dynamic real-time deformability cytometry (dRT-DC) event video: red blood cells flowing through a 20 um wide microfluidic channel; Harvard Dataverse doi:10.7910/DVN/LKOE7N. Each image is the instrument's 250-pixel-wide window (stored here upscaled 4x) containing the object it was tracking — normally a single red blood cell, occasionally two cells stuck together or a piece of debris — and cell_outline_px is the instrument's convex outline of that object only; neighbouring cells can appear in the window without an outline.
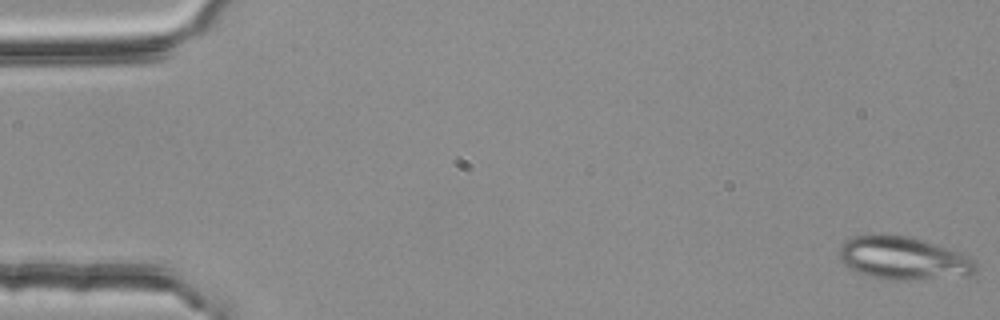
{"species": "common noctule bat (a hibernating species)", "species_latin": "Nyctalus noctula", "temperature_condition": "room temperature", "stored_images_in_passage": 53, "camera_frame_rate_fps": 3000, "um_per_image_px": 0.085, "animal": {"sex": "female", "body_mass_g": 25.1}, "frame": {"image": 1, "passage_image": 1, "time_ms": 0.0, "image_size_px": [1000, 320], "cell_outline_px": [[976, 272], [972, 276], [908, 280], [888, 280], [868, 276], [856, 272], [844, 264], [840, 260], [836, 252], [844, 240], [852, 236], [876, 232], [888, 232], [912, 236], [960, 252], [968, 256], [976, 264]], "centroid_in_image_um": [76.73, 21.91], "position_along_channel_um": 8.3, "area_um2": 35.49}}
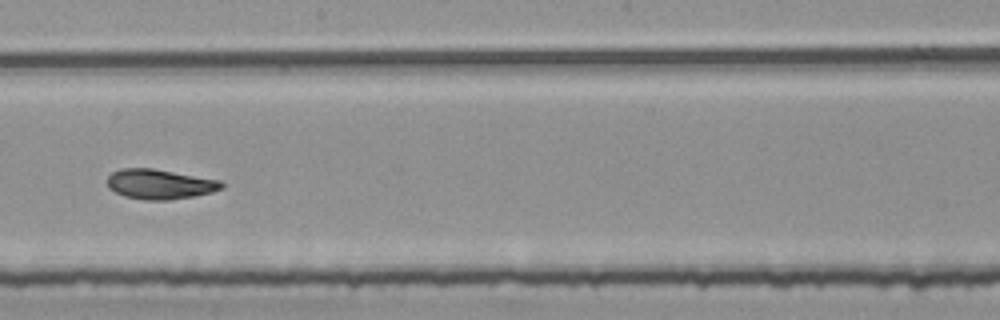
{"frame": {"image": 2, "passage_image": 31, "time_ms": 10.0, "image_size_px": [1000, 320], "cell_outline_px": [[224, 188], [212, 192], [192, 196], [168, 200], [144, 200], [124, 196], [108, 188], [104, 180], [112, 172], [120, 168], [152, 168], [220, 180], [224, 184]], "centroid_in_image_um": [13.53, 15.65], "position_along_channel_um": 234.7, "area_um2": 20.06}}
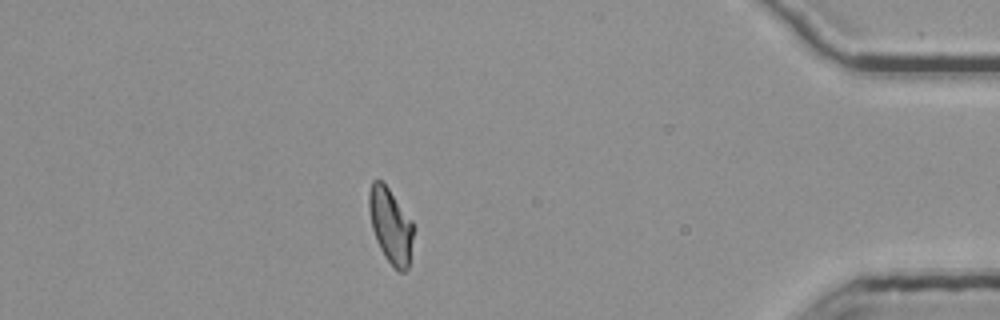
{"frame": {"image": 3, "passage_image": 48, "time_ms": 15.667, "image_size_px": [1000, 320], "cell_outline_px": [[416, 228], [408, 268], [404, 272], [400, 272], [388, 260], [380, 248], [376, 240], [372, 228], [368, 208], [368, 192], [372, 180], [380, 180], [388, 188], [412, 220]], "centroid_in_image_um": [33.22, 19.17], "position_along_channel_um": 402.0, "area_um2": 19.59}, "authors_computed_cell_mechanics": {"area_um2": 20.1722, "velocity_mm_per_s": 3.7677, "shape_relaxation_time_tau1_ms": null, "shape_relaxation_time_tau2_ms": 1.3013, "deformation_change_tau1": null, "deformation_change_tau2": 0.0645}}